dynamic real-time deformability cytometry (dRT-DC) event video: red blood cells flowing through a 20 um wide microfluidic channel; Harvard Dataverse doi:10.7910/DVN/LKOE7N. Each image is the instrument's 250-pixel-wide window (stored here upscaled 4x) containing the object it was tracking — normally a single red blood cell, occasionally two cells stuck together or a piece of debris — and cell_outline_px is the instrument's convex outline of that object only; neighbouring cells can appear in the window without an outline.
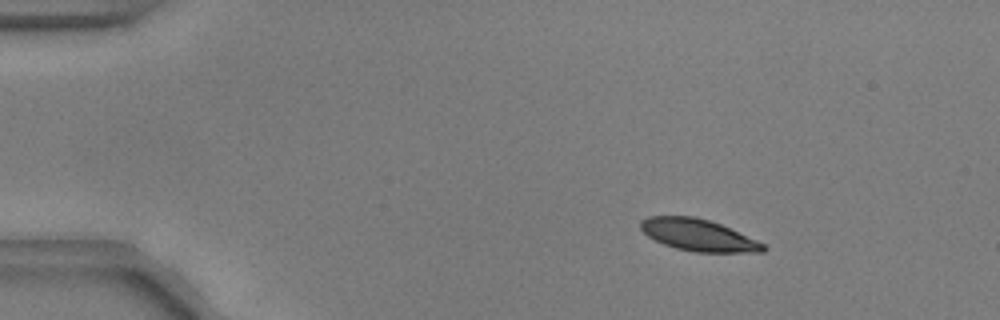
{"species": "common noctule bat (a hibernating species)", "species_latin": "Nyctalus noctula", "temperature_condition": "warm", "stored_images_in_passage": 54, "camera_frame_rate_fps": 3000, "um_per_image_px": 0.085, "animal": {"sex": "male", "body_mass_g": 17.9, "forearm_length_mm": 54.2}, "frame": {"image": 1, "passage_image": 8, "time_ms": 2.333, "image_size_px": [1000, 320], "cell_outline_px": [[768, 248], [764, 252], [696, 252], [676, 248], [664, 244], [648, 236], [640, 228], [640, 220], [648, 216], [692, 216], [708, 220], [720, 224], [756, 240], [764, 244]], "centroid_in_image_um": [59.34, 19.98], "position_along_channel_um": 25.7, "area_um2": 22.48}}
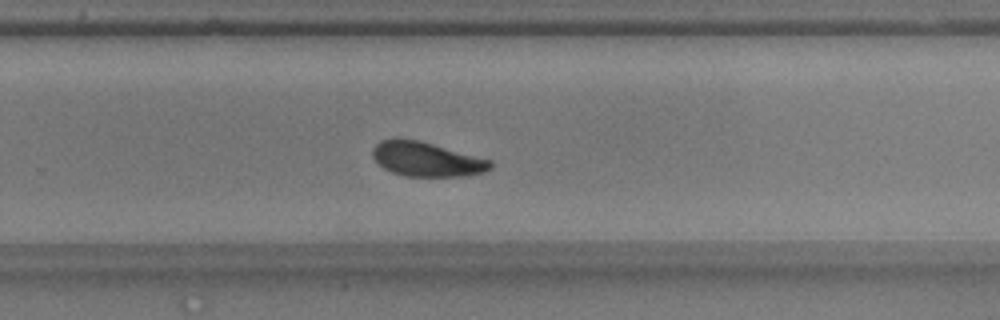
{"frame": {"image": 2, "passage_image": 36, "time_ms": 11.667, "image_size_px": [1000, 320], "cell_outline_px": [[492, 168], [484, 172], [464, 176], [404, 176], [392, 172], [384, 168], [372, 156], [372, 148], [380, 140], [420, 140], [492, 160]], "centroid_in_image_um": [36.29, 13.54], "position_along_channel_um": 293.5, "area_um2": 23.41}}
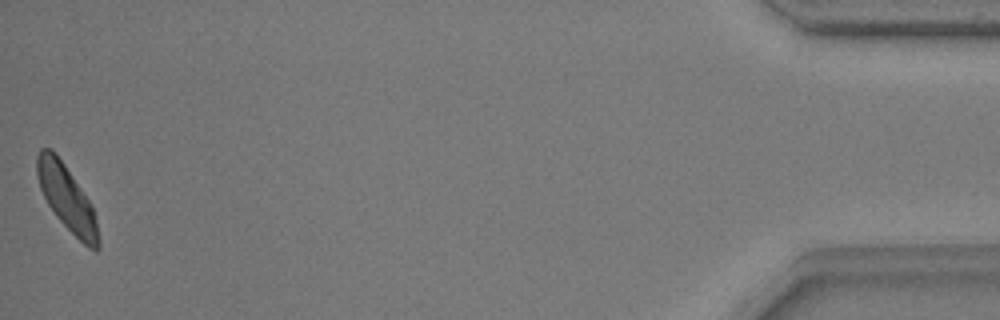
{"frame": {"image": 3, "passage_image": 54, "time_ms": 17.667, "image_size_px": [1000, 320], "cell_outline_px": [[100, 248], [96, 252], [88, 248], [56, 216], [48, 204], [40, 188], [36, 176], [36, 156], [40, 148], [52, 148], [56, 152], [88, 200], [92, 208], [96, 220], [100, 240]], "centroid_in_image_um": [5.66, 16.83], "position_along_channel_um": 429.5, "area_um2": 23.06}, "authors_computed_cell_mechanics": {"area_um2": 23.6691, "velocity_mm_per_s": 3.7221, "shape_relaxation_time_tau1_ms": 1.9507, "shape_relaxation_time_tau2_ms": 2.1252, "deformation_change_tau1": 0.111, "deformation_change_tau2": 0.0592}}